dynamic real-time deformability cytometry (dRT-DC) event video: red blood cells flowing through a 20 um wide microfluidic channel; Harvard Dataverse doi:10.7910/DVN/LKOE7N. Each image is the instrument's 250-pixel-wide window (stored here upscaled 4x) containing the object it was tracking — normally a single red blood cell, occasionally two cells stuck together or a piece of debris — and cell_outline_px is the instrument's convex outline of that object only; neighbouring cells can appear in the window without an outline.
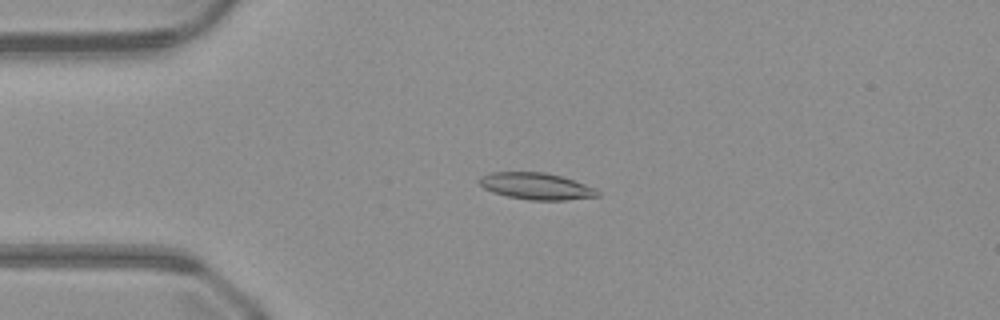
{"species": "common noctule bat (a hibernating species)", "species_latin": "Nyctalus noctula", "temperature_condition": "warm", "stored_images_in_passage": 42, "camera_frame_rate_fps": 3000, "um_per_image_px": 0.085, "animal": {"sex": "male", "body_mass_g": 23.1, "forearm_length_mm": 52.7}, "frame": {"image": 1, "passage_image": 11, "time_ms": 3.333, "image_size_px": [1000, 320], "cell_outline_px": [[600, 196], [564, 200], [528, 200], [508, 196], [492, 192], [484, 188], [476, 180], [480, 176], [492, 172], [544, 172], [560, 176], [596, 188], [600, 192]], "centroid_in_image_um": [45.55, 15.82], "position_along_channel_um": 39.4, "area_um2": 18.38}}
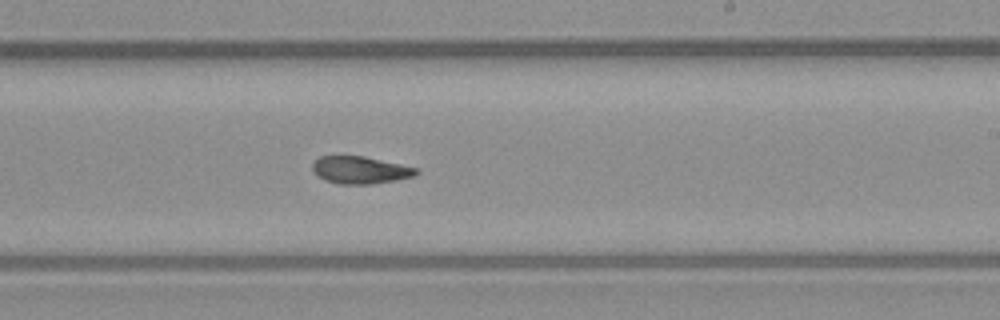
{"frame": {"image": 2, "passage_image": 29, "time_ms": 9.333, "image_size_px": [1000, 320], "cell_outline_px": [[420, 172], [416, 176], [396, 180], [372, 184], [340, 184], [324, 180], [312, 168], [312, 164], [320, 156], [364, 156], [420, 168]], "centroid_in_image_um": [30.69, 14.45], "position_along_channel_um": 258.3, "area_um2": 16.59}}
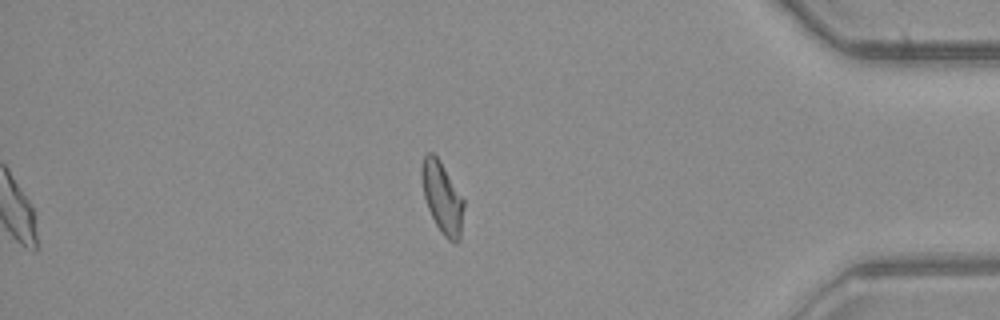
{"frame": {"image": 3, "passage_image": 42, "time_ms": 13.667, "image_size_px": [1000, 320], "cell_outline_px": [[464, 208], [460, 240], [456, 244], [448, 240], [444, 236], [436, 224], [428, 208], [424, 196], [420, 176], [420, 168], [424, 156], [428, 152], [432, 152], [440, 160], [464, 200]], "centroid_in_image_um": [37.59, 16.79], "position_along_channel_um": 397.6, "area_um2": 17.57}}